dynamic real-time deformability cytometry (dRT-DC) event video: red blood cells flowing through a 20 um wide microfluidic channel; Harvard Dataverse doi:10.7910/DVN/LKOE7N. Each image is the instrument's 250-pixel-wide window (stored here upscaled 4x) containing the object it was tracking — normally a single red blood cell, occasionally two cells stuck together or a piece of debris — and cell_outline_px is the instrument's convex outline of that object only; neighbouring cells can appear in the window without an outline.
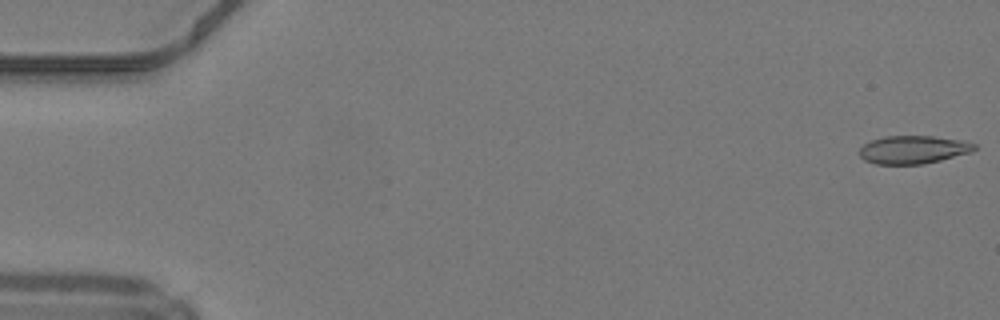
{"species": "common noctule bat (a hibernating species)", "species_latin": "Nyctalus noctula", "temperature_condition": "warm", "stored_images_in_passage": 15, "camera_frame_rate_fps": 3000, "um_per_image_px": 0.085, "animal": {"sex": "male", "body_mass_g": 19.2, "forearm_length_mm": 51.8}, "frame": {"image": 1, "passage_image": 1, "time_ms": 0.0, "image_size_px": [1000, 320], "cell_outline_px": [[976, 148], [972, 152], [924, 164], [876, 164], [864, 160], [860, 156], [860, 148], [864, 144], [872, 140], [884, 136], [932, 136], [960, 140], [976, 144]], "centroid_in_image_um": [77.62, 12.72], "position_along_channel_um": 7.4, "area_um2": 18.73}}
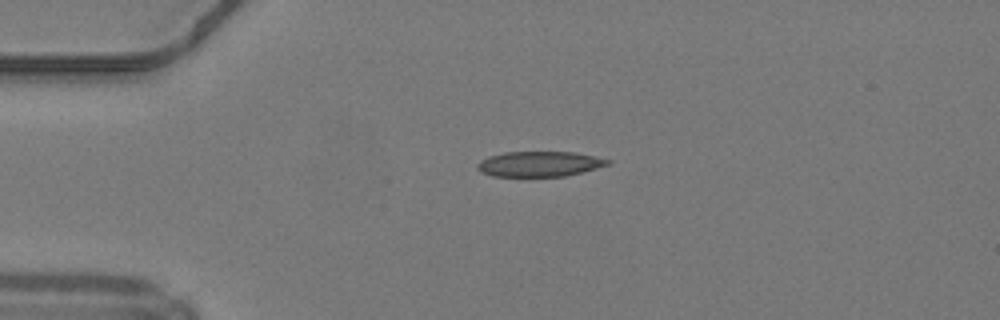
{"frame": {"image": 2, "passage_image": 12, "time_ms": 3.667, "image_size_px": [1000, 320], "cell_outline_px": [[612, 160], [608, 164], [596, 168], [564, 176], [492, 176], [480, 172], [476, 168], [476, 164], [480, 160], [488, 156], [504, 152], [572, 152], [596, 156]], "centroid_in_image_um": [45.8, 13.93], "position_along_channel_um": 39.2, "area_um2": 19.13}}